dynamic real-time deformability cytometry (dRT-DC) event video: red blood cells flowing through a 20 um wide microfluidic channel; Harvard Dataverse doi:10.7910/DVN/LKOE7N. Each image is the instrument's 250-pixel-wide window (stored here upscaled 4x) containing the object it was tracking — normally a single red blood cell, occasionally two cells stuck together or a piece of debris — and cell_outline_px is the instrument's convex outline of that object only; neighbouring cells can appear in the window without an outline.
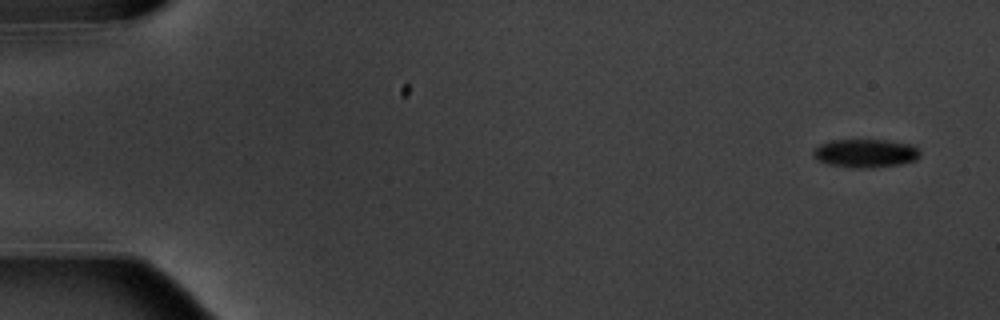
{"species": "common noctule bat (a hibernating species)", "species_latin": "Nyctalus noctula", "temperature_condition": "warm", "stored_images_in_passage": 11, "camera_frame_rate_fps": 3000, "um_per_image_px": 0.085, "animal": {"sex": "male", "body_mass_g": 20.1, "forearm_length_mm": 53.5}, "frame": {"image": 1, "passage_image": 1, "time_ms": 0.0, "image_size_px": [1000, 320], "cell_outline_px": [[920, 156], [916, 160], [900, 164], [872, 168], [856, 168], [828, 164], [816, 160], [812, 156], [812, 148], [828, 140], [884, 140], [912, 144], [920, 152]], "centroid_in_image_um": [73.51, 13.02], "position_along_channel_um": 11.5, "area_um2": 17.92}}
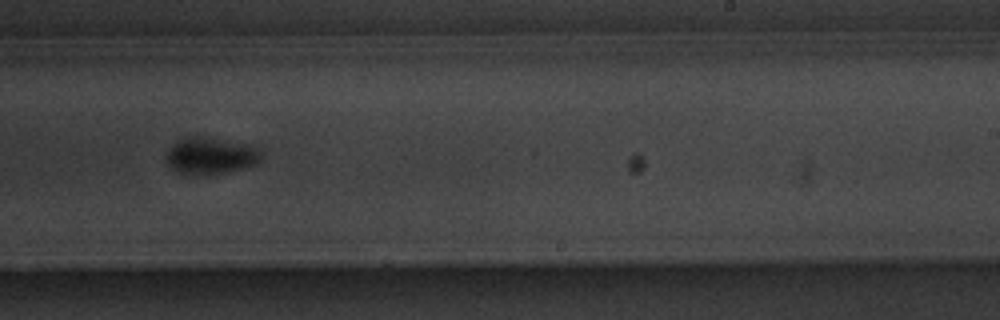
{"frame": {"image": 2, "passage_image": 10, "time_ms": 11.0, "image_size_px": [1000, 320], "cell_outline_px": [[260, 160], [252, 164], [228, 172], [212, 176], [208, 176], [180, 172], [172, 168], [168, 164], [164, 156], [168, 148], [180, 136], [196, 136], [252, 144], [260, 152]], "centroid_in_image_um": [17.82, 13.23], "position_along_channel_um": 271.2, "area_um2": 20.52}}
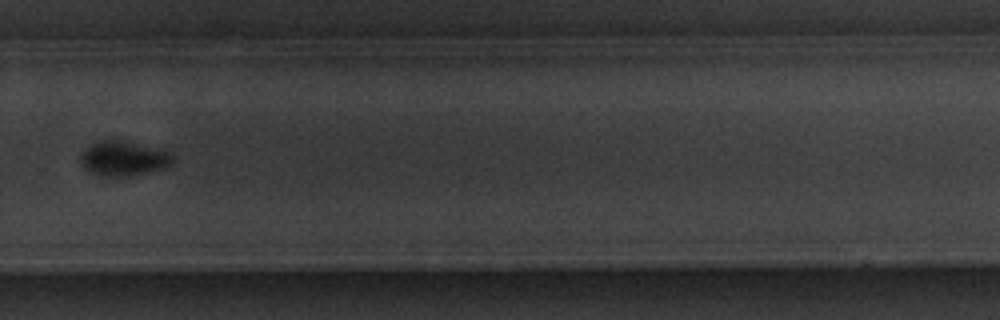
{"frame": {"image": 3, "passage_image": 11, "time_ms": 12.333, "image_size_px": [1000, 320], "cell_outline_px": [[176, 160], [172, 164], [164, 168], [132, 176], [96, 176], [88, 172], [80, 164], [80, 156], [92, 144], [100, 140], [116, 140], [172, 152], [176, 156]], "centroid_in_image_um": [10.52, 13.51], "position_along_channel_um": 319.3, "area_um2": 18.67}}